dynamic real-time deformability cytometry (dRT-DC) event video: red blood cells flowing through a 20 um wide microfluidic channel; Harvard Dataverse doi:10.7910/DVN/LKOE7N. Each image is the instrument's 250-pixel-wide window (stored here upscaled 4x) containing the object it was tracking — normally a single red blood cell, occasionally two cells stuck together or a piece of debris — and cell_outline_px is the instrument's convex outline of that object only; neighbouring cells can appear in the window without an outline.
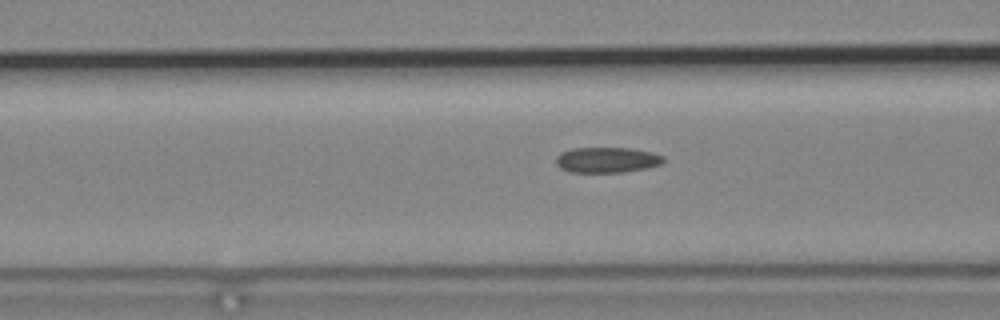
{"species": "common noctule bat (a hibernating species)", "species_latin": "Nyctalus noctula", "temperature_condition": "cold", "stored_images_in_passage": 28, "camera_frame_rate_fps": 3000, "um_per_image_px": 0.085, "animal": {"sex": "male", "body_mass_g": 19.2, "forearm_length_mm": 51.8}, "frame": {"image": 1, "passage_image": 19, "time_ms": 6.0, "image_size_px": [1000, 320], "cell_outline_px": [[664, 160], [660, 164], [648, 168], [624, 172], [572, 172], [560, 168], [556, 164], [556, 156], [560, 152], [572, 148], [628, 148], [652, 152], [664, 156]], "centroid_in_image_um": [51.58, 13.59], "position_along_channel_um": 115.0, "area_um2": 16.01}}
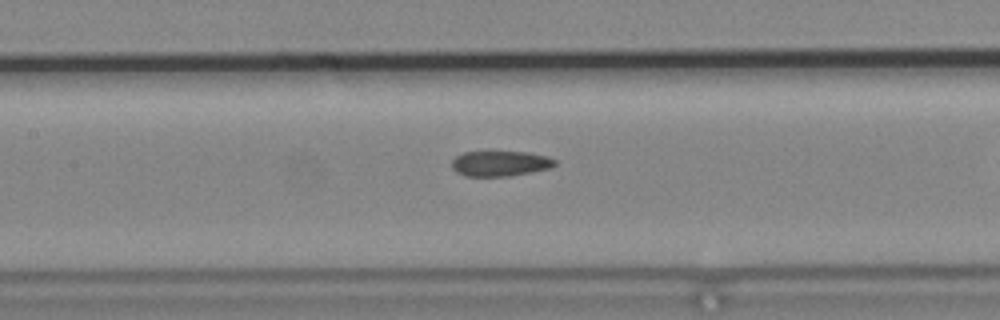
{"frame": {"image": 2, "passage_image": 23, "time_ms": 7.333, "image_size_px": [1000, 320], "cell_outline_px": [[556, 164], [552, 168], [508, 176], [464, 176], [456, 172], [452, 168], [452, 160], [456, 156], [464, 152], [528, 152], [548, 156], [556, 160]], "centroid_in_image_um": [42.52, 13.9], "position_along_channel_um": 164.9, "area_um2": 15.26}}
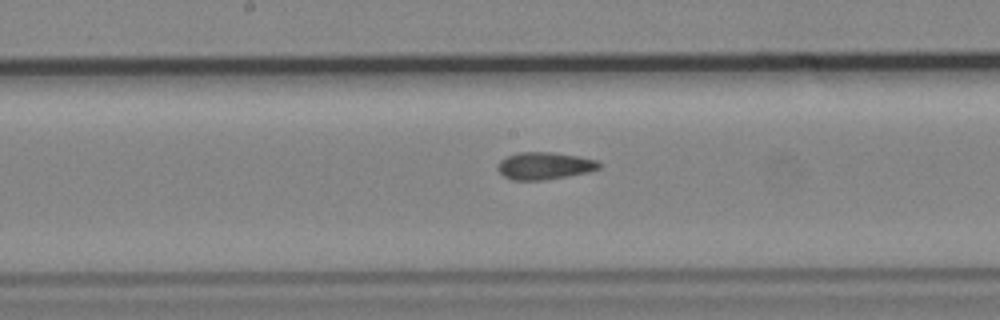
{"frame": {"image": 3, "passage_image": 26, "time_ms": 8.333, "image_size_px": [1000, 320], "cell_outline_px": [[600, 168], [588, 172], [568, 176], [544, 180], [512, 180], [504, 176], [496, 168], [496, 164], [500, 160], [508, 156], [520, 152], [552, 152], [580, 156], [596, 160], [600, 164]], "centroid_in_image_um": [46.27, 14.09], "position_along_channel_um": 201.9, "area_um2": 16.18}}